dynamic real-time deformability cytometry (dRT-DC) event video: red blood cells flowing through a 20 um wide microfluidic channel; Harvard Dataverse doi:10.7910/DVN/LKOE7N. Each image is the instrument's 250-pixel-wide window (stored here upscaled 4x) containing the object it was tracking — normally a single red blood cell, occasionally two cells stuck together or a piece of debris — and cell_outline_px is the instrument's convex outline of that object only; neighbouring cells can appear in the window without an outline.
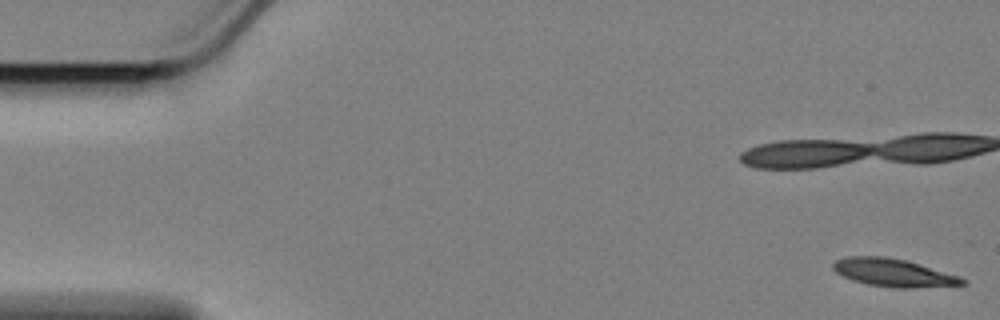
{"species": "Egyptian fruit bat (a non-hibernating species)", "species_latin": "Rousettus aegyptiacus", "temperature_condition": "cold", "stored_images_in_passage": 59, "camera_frame_rate_fps": 3000, "um_per_image_px": 0.085, "animal": {"sex": "female"}, "frame": {"image": 1, "passage_image": 1, "time_ms": 0.0, "image_size_px": [1000, 320], "cell_outline_px": [[964, 284], [912, 288], [896, 288], [868, 284], [852, 280], [836, 272], [832, 268], [832, 264], [836, 260], [848, 256], [884, 256], [904, 260], [920, 264], [960, 276], [964, 280]], "centroid_in_image_um": [75.91, 23.17], "position_along_channel_um": 9.1, "area_um2": 20.75}, "authors_computed_cell_mechanics": {"area_um2": 21.2704, "velocity_mm_per_s": 3.4109, "shape_relaxation_time_tau1_ms": 3.7316, "shape_relaxation_time_tau2_ms": null, "deformation_change_tau1": 0.1089, "deformation_change_tau2": null}}